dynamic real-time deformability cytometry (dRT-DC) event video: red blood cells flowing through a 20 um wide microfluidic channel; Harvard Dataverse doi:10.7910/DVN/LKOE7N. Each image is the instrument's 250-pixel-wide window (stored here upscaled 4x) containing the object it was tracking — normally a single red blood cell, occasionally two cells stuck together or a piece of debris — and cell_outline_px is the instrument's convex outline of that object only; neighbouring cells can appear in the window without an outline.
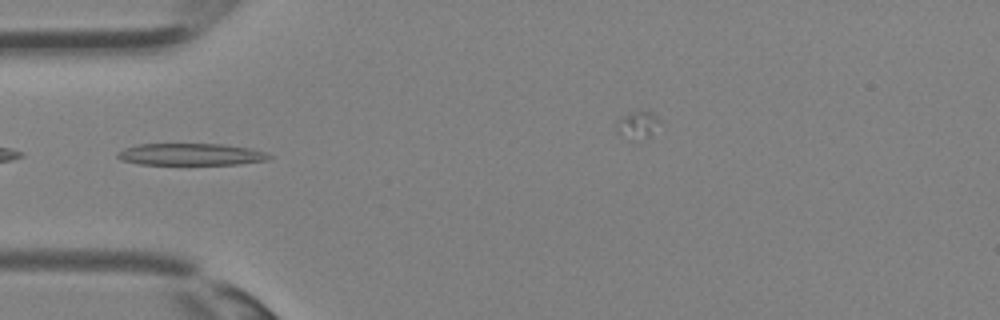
{"species": "Egyptian fruit bat (a non-hibernating species)", "species_latin": "Rousettus aegyptiacus", "temperature_condition": "room temperature", "stored_images_in_passage": 21, "camera_frame_rate_fps": 3000, "um_per_image_px": 0.085, "animal": {"sex": "female"}, "frame": {"image": 1, "passage_image": 1, "time_ms": 0.0, "image_size_px": [1000, 320], "cell_outline_px": [[276, 156], [268, 160], [240, 164], [140, 164], [120, 160], [116, 156], [116, 152], [124, 148], [140, 144], [224, 144], [252, 148]], "centroid_in_image_um": [16.26, 13.12], "position_along_channel_um": 68.7, "area_um2": 19.54}}
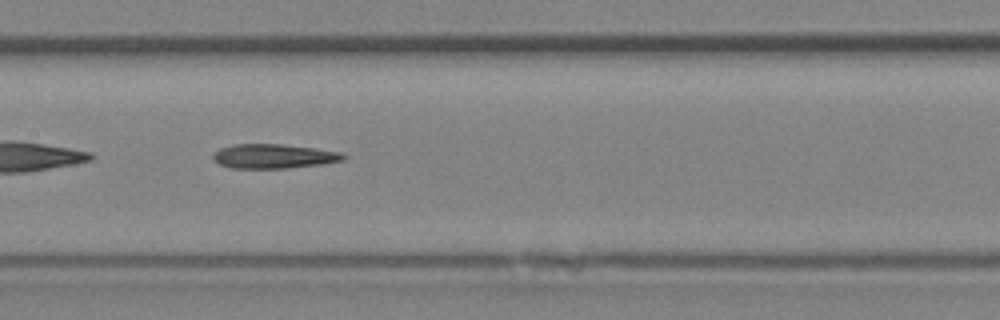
{"frame": {"image": 2, "passage_image": 7, "time_ms": 2.0, "image_size_px": [1000, 320], "cell_outline_px": [[348, 156], [344, 160], [324, 164], [288, 168], [232, 168], [220, 164], [212, 156], [220, 148], [232, 144], [280, 144], [344, 152]], "centroid_in_image_um": [23.33, 13.28], "position_along_channel_um": 184.1, "area_um2": 18.5}}
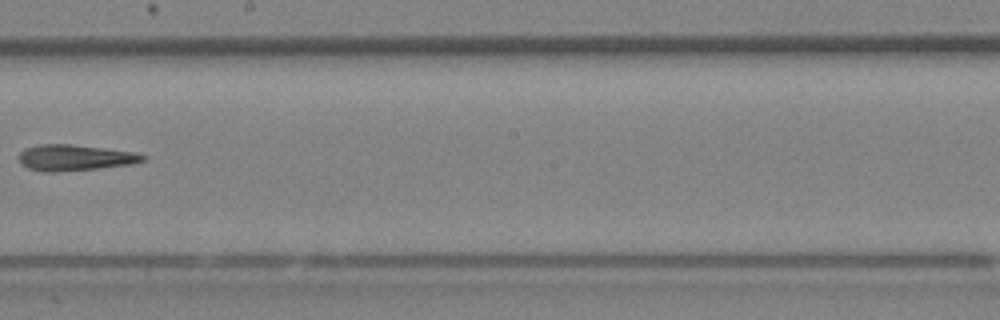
{"frame": {"image": 3, "passage_image": 10, "time_ms": 3.0, "image_size_px": [1000, 320], "cell_outline_px": [[148, 160], [132, 164], [100, 168], [56, 172], [44, 172], [28, 168], [20, 164], [20, 152], [24, 148], [40, 144], [72, 144], [136, 152], [148, 156]], "centroid_in_image_um": [6.41, 13.4], "position_along_channel_um": 241.8, "area_um2": 19.02}}